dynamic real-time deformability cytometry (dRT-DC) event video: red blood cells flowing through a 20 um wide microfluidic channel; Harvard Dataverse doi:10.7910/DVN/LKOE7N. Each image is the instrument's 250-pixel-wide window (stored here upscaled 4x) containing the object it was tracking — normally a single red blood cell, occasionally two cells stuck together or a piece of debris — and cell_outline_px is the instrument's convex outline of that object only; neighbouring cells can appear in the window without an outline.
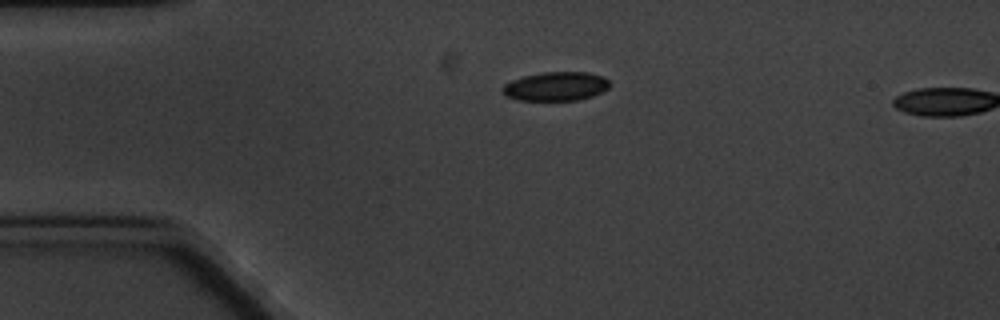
{"species": "common noctule bat (a hibernating species)", "species_latin": "Nyctalus noctula", "temperature_condition": "cold", "stored_images_in_passage": 2, "camera_frame_rate_fps": 3000, "um_per_image_px": 0.085, "animal": {"sex": "male", "body_mass_g": 20.1, "forearm_length_mm": 53.5}, "frame": {"image": 1, "passage_image": 1, "time_ms": 0.0, "image_size_px": [1000, 320], "cell_outline_px": [[608, 88], [592, 96], [576, 100], [516, 100], [504, 96], [500, 92], [500, 88], [504, 84], [512, 80], [524, 76], [544, 72], [588, 72], [604, 76], [608, 80]], "centroid_in_image_um": [47.18, 7.34], "position_along_channel_um": 37.8, "area_um2": 18.15}}